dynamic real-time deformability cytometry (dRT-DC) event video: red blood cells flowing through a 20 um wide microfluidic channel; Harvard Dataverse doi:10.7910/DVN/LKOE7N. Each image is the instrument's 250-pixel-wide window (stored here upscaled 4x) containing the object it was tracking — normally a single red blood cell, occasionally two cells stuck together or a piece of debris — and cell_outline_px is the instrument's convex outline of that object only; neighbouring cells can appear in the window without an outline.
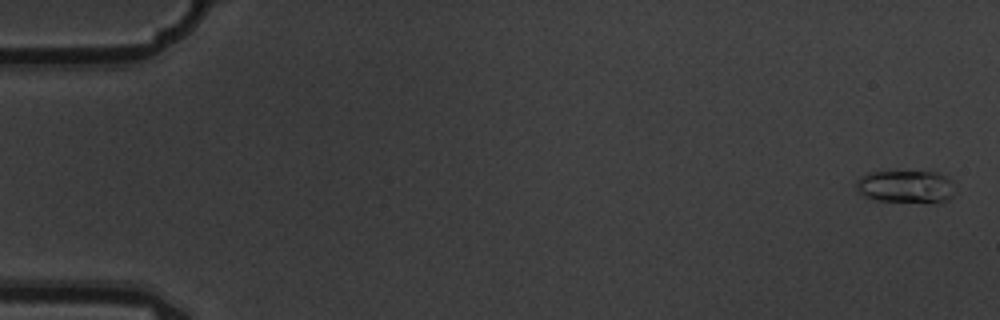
{"species": "common noctule bat (a hibernating species)", "species_latin": "Nyctalus noctula", "temperature_condition": "warm", "stored_images_in_passage": 6, "camera_frame_rate_fps": 3000, "um_per_image_px": 0.085, "animal": {"sex": "male", "body_mass_g": 19.5, "forearm_length_mm": 54.6}, "frame": {"image": 1, "passage_image": 1, "time_ms": 0.0, "image_size_px": [1000, 320], "cell_outline_px": [[952, 196], [948, 200], [876, 200], [864, 196], [856, 188], [856, 180], [860, 176], [868, 172], [936, 172], [952, 180]], "centroid_in_image_um": [76.92, 15.82], "position_along_channel_um": 8.1, "area_um2": 17.98}}
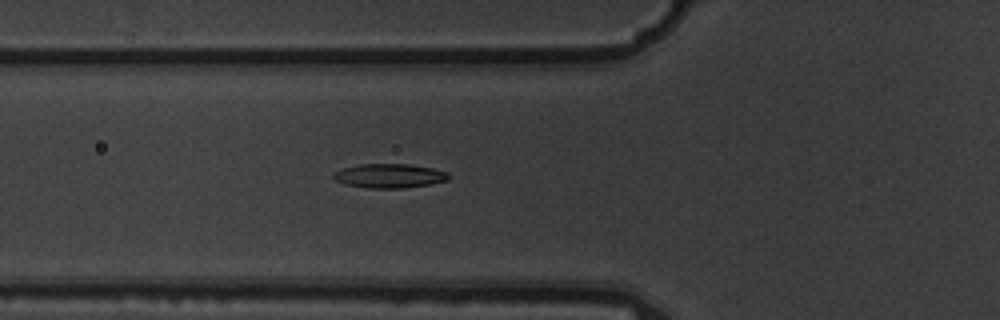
{"frame": {"image": 2, "passage_image": 6, "time_ms": 1.667, "image_size_px": [1000, 320], "cell_outline_px": [[448, 180], [428, 184], [404, 188], [368, 188], [344, 184], [336, 180], [332, 176], [336, 172], [344, 168], [360, 164], [408, 164], [432, 168], [448, 172]], "centroid_in_image_um": [33.1, 14.95], "position_along_channel_um": 92.7, "area_um2": 16.01}}